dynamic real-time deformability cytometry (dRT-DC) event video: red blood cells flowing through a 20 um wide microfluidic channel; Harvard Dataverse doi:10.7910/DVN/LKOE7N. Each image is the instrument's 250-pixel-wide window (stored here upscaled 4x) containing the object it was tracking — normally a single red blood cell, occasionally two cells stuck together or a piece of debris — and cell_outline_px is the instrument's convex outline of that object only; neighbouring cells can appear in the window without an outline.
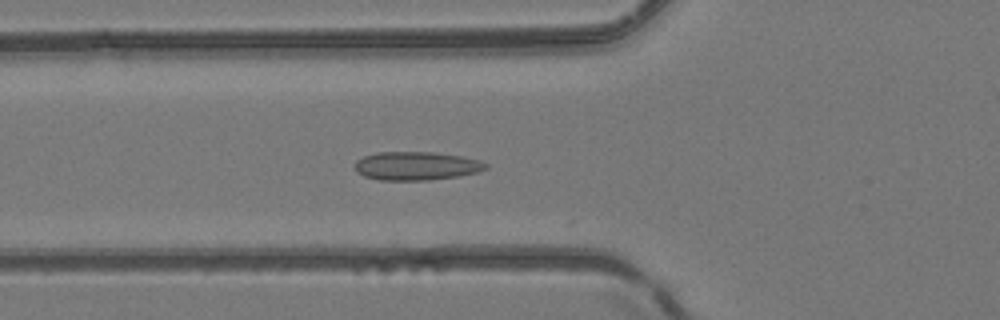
{"species": "common noctule bat (a hibernating species)", "species_latin": "Nyctalus noctula", "temperature_condition": "room temperature", "stored_images_in_passage": 32, "camera_frame_rate_fps": 3000, "um_per_image_px": 0.085, "animal": {"sex": "female", "body_mass_g": 24.6, "forearm_length_mm": 56.2}, "frame": {"image": 1, "passage_image": 3, "time_ms": 0.667, "image_size_px": [1000, 320], "cell_outline_px": [[488, 168], [480, 172], [460, 176], [428, 180], [380, 180], [364, 176], [356, 172], [356, 160], [364, 156], [376, 152], [432, 152], [464, 156], [480, 160], [488, 164]], "centroid_in_image_um": [35.44, 14.1], "position_along_channel_um": 90.4, "area_um2": 21.96}}
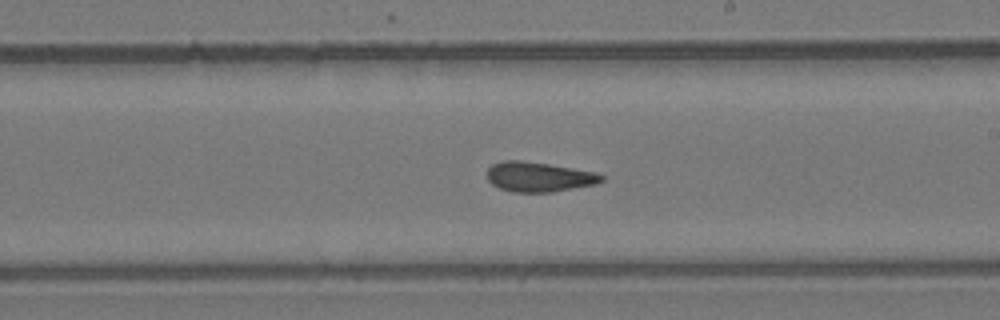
{"frame": {"image": 2, "passage_image": 14, "time_ms": 4.333, "image_size_px": [1000, 320], "cell_outline_px": [[604, 180], [596, 184], [552, 192], [512, 192], [500, 188], [492, 184], [488, 180], [488, 168], [492, 164], [504, 160], [520, 160], [548, 164], [596, 172], [604, 176]], "centroid_in_image_um": [45.81, 15.03], "position_along_channel_um": 243.2, "area_um2": 19.83}}
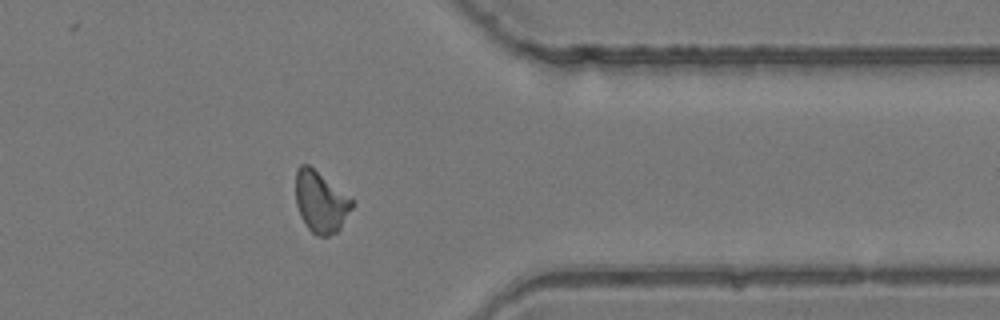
{"frame": {"image": 3, "passage_image": 25, "time_ms": 8.0, "image_size_px": [1000, 320], "cell_outline_px": [[356, 200], [352, 208], [340, 228], [336, 232], [328, 236], [316, 236], [308, 228], [300, 216], [296, 204], [296, 172], [300, 164], [308, 164]], "centroid_in_image_um": [27.28, 17.15], "position_along_channel_um": 384.1, "area_um2": 20.29}, "authors_computed_cell_mechanics": {"area_um2": 19.941, "velocity_mm_per_s": 4.1533, "shape_relaxation_time_tau1_ms": null, "shape_relaxation_time_tau2_ms": 2.0529, "deformation_change_tau1": null, "deformation_change_tau2": 0.0815}}